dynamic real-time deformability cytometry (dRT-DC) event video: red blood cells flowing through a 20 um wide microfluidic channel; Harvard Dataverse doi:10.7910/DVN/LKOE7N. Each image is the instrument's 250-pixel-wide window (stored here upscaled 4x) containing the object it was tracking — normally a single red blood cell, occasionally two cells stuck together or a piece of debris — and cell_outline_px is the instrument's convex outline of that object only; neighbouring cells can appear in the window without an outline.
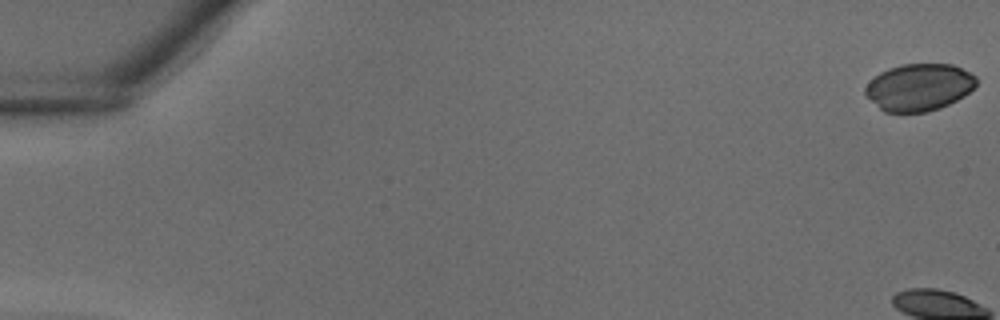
{"species": "common noctule bat (a hibernating species)", "species_latin": "Nyctalus noctula", "temperature_condition": "warm", "stored_images_in_passage": 16, "camera_frame_rate_fps": 3000, "um_per_image_px": 0.085, "animal": {"sex": "male", "body_mass_g": 18.8}, "frame": {"image": 1, "passage_image": 1, "time_ms": 0.0, "image_size_px": [1000, 320], "cell_outline_px": [[976, 84], [964, 96], [940, 108], [928, 112], [884, 112], [864, 92], [864, 88], [880, 72], [888, 68], [900, 64], [952, 64], [976, 76]], "centroid_in_image_um": [78.12, 7.41], "position_along_channel_um": 6.9, "area_um2": 30.17}}